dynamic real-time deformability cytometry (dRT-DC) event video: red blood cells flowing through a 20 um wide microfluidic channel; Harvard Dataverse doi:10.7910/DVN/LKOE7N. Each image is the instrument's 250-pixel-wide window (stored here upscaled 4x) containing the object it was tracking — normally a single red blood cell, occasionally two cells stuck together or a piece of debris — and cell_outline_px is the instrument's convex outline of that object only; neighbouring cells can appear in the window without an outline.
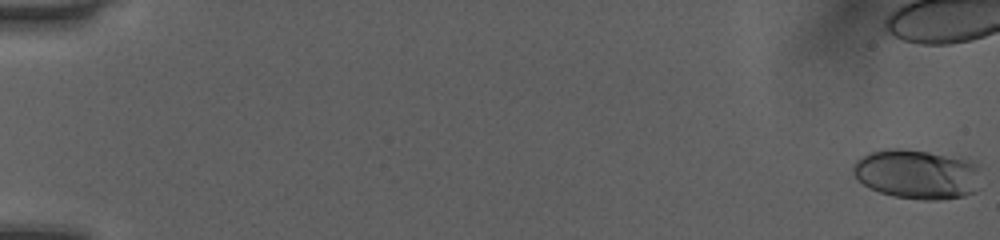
{"species": "human", "species_latin": "Homo sapiens", "temperature_condition": "room temperature", "stored_images_in_passage": 13, "camera_frame_rate_fps": 3000, "um_per_image_px": 0.085, "donor": {"sex": "female"}, "frame": {"image": 1, "passage_image": 1, "time_ms": 0.0, "image_size_px": [1000, 240], "cell_outline_px": [[980, 188], [976, 192], [964, 196], [936, 200], [924, 200], [892, 196], [880, 192], [864, 184], [852, 172], [852, 168], [856, 160], [868, 152], [884, 148], [896, 148], [928, 152], [976, 160], [980, 164]], "centroid_in_image_um": [78.03, 14.79], "position_along_channel_um": 7.0, "area_um2": 37.57}}